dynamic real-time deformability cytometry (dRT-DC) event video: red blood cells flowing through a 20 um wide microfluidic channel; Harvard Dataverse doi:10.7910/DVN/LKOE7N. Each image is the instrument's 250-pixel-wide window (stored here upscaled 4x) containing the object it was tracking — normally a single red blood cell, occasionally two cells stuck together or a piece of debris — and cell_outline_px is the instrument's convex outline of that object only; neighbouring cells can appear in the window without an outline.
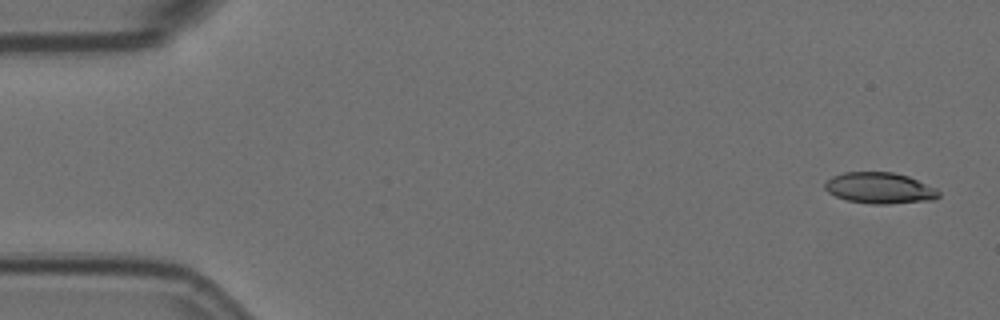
{"species": "Egyptian fruit bat (a non-hibernating species)", "species_latin": "Rousettus aegyptiacus", "temperature_condition": "room temperature", "stored_images_in_passage": 3, "camera_frame_rate_fps": 3000, "um_per_image_px": 0.085, "animal": {"sex": "female"}, "frame": {"image": 1, "passage_image": 1, "time_ms": 0.0, "image_size_px": [1000, 320], "cell_outline_px": [[940, 196], [932, 200], [888, 204], [868, 204], [844, 200], [828, 192], [824, 188], [824, 184], [832, 176], [844, 172], [892, 172], [908, 176], [936, 188], [940, 192]], "centroid_in_image_um": [74.76, 15.99], "position_along_channel_um": 10.2, "area_um2": 20.75}}